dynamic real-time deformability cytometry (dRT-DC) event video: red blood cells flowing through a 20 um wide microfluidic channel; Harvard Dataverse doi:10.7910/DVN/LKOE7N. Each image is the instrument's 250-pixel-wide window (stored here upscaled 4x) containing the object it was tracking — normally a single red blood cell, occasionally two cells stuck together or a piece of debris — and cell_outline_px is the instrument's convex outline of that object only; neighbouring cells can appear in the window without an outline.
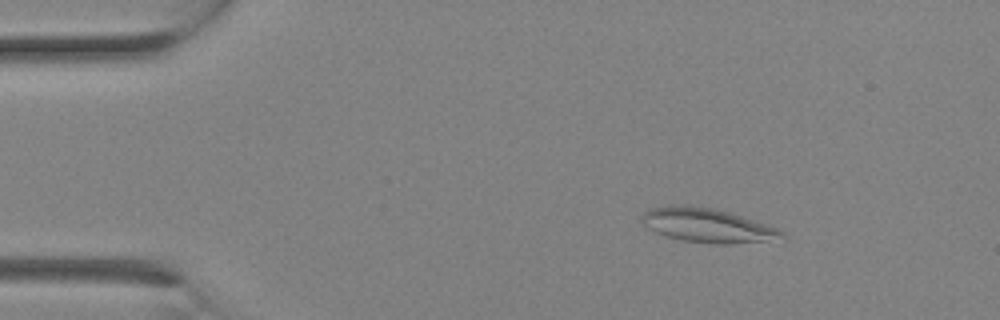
{"species": "Egyptian fruit bat (a non-hibernating species)", "species_latin": "Rousettus aegyptiacus", "temperature_condition": "room temperature", "stored_images_in_passage": 3, "camera_frame_rate_fps": 3000, "um_per_image_px": 0.085, "animal": {"sex": "female"}, "frame": {"image": 1, "passage_image": 2, "time_ms": 0.333, "image_size_px": [1000, 320], "cell_outline_px": [[784, 236], [764, 240], [732, 244], [712, 244], [680, 240], [656, 232], [648, 228], [640, 220], [644, 212], [648, 208], [668, 204], [688, 204], [716, 208], [776, 228], [784, 232]], "centroid_in_image_um": [60.0, 19.12], "position_along_channel_um": 25.0, "area_um2": 27.69}}